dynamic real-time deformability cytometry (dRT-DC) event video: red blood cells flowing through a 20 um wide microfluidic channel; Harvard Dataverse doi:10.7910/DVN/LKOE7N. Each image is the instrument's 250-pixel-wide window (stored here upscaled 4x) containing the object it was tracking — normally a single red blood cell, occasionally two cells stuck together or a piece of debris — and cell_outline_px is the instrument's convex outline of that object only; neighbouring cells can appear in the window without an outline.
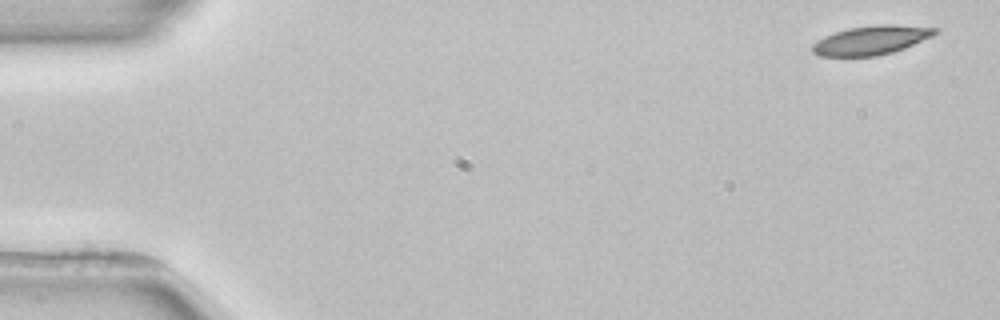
{"species": "common noctule bat (a hibernating species)", "species_latin": "Nyctalus noctula", "temperature_condition": "room temperature", "stored_images_in_passage": 4, "camera_frame_rate_fps": 3000, "um_per_image_px": 0.085, "animal": {"sex": "female", "body_mass_g": 22.7, "forearm_length_mm": 54.2}, "frame": {"image": 1, "passage_image": 1, "time_ms": 0.0, "image_size_px": [1000, 320], "cell_outline_px": [[940, 32], [932, 36], [904, 48], [892, 52], [876, 56], [820, 56], [812, 52], [812, 44], [824, 36], [848, 28], [876, 24], [896, 24], [940, 28]], "centroid_in_image_um": [74.08, 3.4], "position_along_channel_um": 10.9, "area_um2": 20.81}}
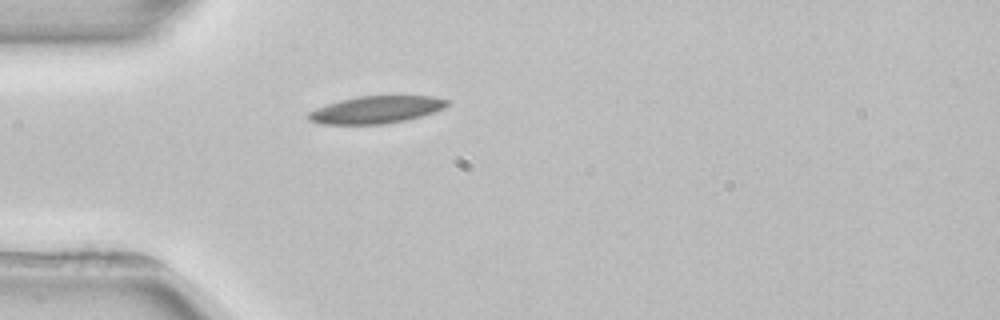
{"frame": {"image": 2, "passage_image": 4, "time_ms": 4.333, "image_size_px": [1000, 320], "cell_outline_px": [[452, 104], [444, 108], [420, 116], [404, 120], [384, 124], [320, 124], [308, 120], [308, 112], [316, 108], [340, 100], [356, 96], [432, 96], [452, 100]], "centroid_in_image_um": [32.0, 9.31], "position_along_channel_um": 53.0, "area_um2": 22.14}}